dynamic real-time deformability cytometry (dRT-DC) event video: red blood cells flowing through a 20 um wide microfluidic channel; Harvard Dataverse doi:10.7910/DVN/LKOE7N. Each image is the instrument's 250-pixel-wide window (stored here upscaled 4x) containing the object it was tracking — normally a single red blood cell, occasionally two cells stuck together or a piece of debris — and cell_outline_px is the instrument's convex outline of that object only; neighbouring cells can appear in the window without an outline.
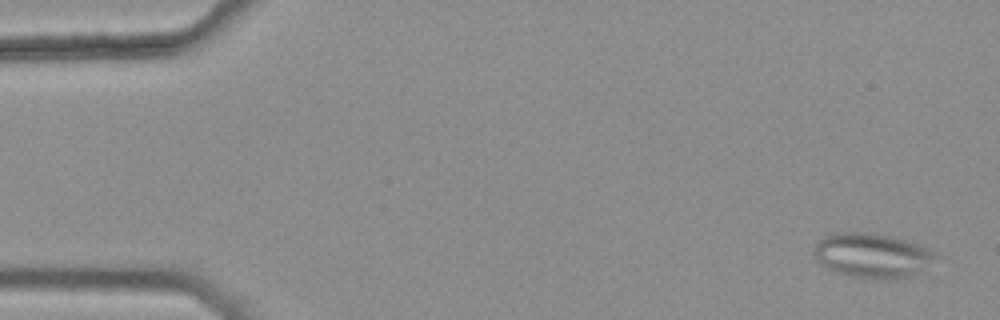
{"species": "common noctule bat (a hibernating species)", "species_latin": "Nyctalus noctula", "temperature_condition": "warm", "stored_images_in_passage": 45, "camera_frame_rate_fps": 3000, "um_per_image_px": 0.085, "animal": {"sex": "female", "body_mass_g": 25.1}, "frame": {"image": 1, "passage_image": 2, "time_ms": 0.333, "image_size_px": [1000, 320], "cell_outline_px": [[944, 256], [908, 276], [852, 276], [836, 272], [828, 268], [812, 252], [816, 244], [824, 236], [840, 232], [864, 232], [888, 236], [904, 240], [916, 244], [936, 252]], "centroid_in_image_um": [74.15, 21.66], "position_along_channel_um": 10.9, "area_um2": 30.29}}
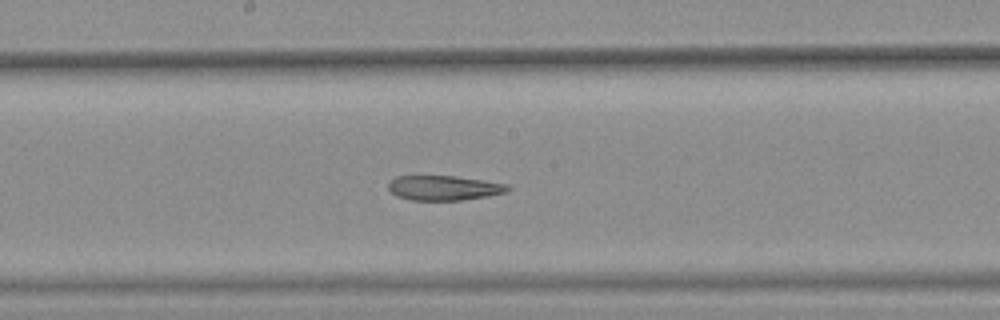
{"frame": {"image": 2, "passage_image": 28, "time_ms": 9.0, "image_size_px": [1000, 320], "cell_outline_px": [[512, 188], [508, 192], [488, 196], [460, 200], [412, 200], [396, 196], [388, 188], [388, 184], [396, 176], [456, 176], [484, 180], [508, 184]], "centroid_in_image_um": [37.78, 15.97], "position_along_channel_um": 210.4, "area_um2": 17.28}}
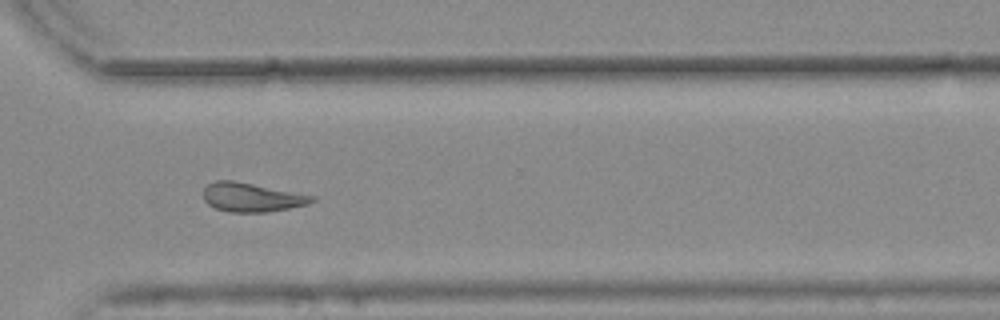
{"frame": {"image": 3, "passage_image": 39, "time_ms": 12.667, "image_size_px": [1000, 320], "cell_outline_px": [[316, 200], [308, 204], [268, 212], [228, 212], [216, 208], [208, 204], [204, 200], [204, 188], [208, 184], [216, 180], [232, 180], [316, 196]], "centroid_in_image_um": [21.39, 16.77], "position_along_channel_um": 349.2, "area_um2": 18.21}, "authors_computed_cell_mechanics": {"area_um2": 19.652, "velocity_mm_per_s": 3.772, "shape_relaxation_time_tau1_ms": null, "shape_relaxation_time_tau2_ms": 7.772, "deformation_change_tau1": null, "deformation_change_tau2": 0.1896}}